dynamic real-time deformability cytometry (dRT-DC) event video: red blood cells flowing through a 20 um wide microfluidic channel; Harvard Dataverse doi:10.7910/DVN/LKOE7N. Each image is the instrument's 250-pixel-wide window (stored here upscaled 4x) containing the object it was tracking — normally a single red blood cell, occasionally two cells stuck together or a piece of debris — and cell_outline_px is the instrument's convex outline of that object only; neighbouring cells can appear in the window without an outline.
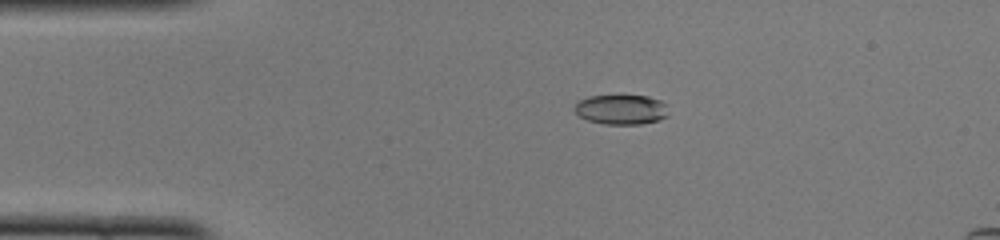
{"species": "common noctule bat (a hibernating species)", "species_latin": "Nyctalus noctula", "temperature_condition": "cold", "stored_images_in_passage": 6, "camera_frame_rate_fps": 3000, "um_per_image_px": 0.085, "animal": {"sex": "female", "body_mass_g": 22.0, "forearm_length_mm": 56.7}, "frame": {"image": 1, "passage_image": 2, "time_ms": 0.333, "image_size_px": [1000, 240], "cell_outline_px": [[668, 116], [660, 120], [640, 124], [604, 124], [588, 120], [580, 116], [576, 112], [576, 104], [580, 100], [588, 96], [648, 96], [660, 100], [668, 104]], "centroid_in_image_um": [52.87, 9.31], "position_along_channel_um": 32.1, "area_um2": 16.3}}